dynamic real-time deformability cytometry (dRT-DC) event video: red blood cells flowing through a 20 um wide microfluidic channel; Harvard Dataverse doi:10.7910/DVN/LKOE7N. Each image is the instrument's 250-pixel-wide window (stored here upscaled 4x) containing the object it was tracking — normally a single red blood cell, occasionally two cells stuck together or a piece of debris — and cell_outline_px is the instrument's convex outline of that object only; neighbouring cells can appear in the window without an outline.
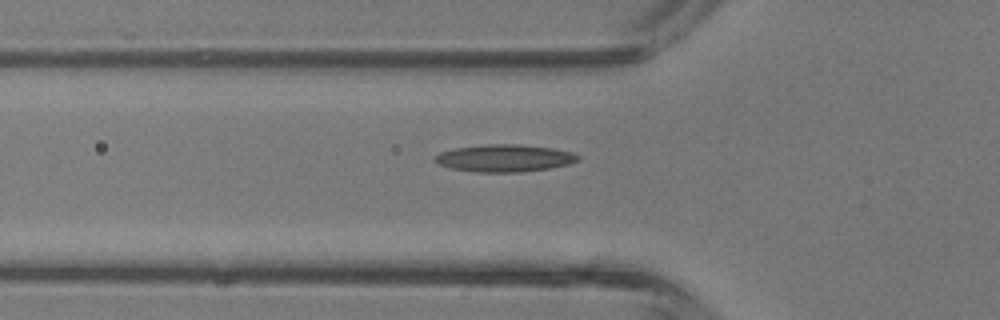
{"species": "common noctule bat (a hibernating species)", "species_latin": "Nyctalus noctula", "temperature_condition": "room temperature", "stored_images_in_passage": 27, "camera_frame_rate_fps": 3000, "um_per_image_px": 0.085, "animal": {"sex": "male", "body_mass_g": 13.3}, "frame": {"image": 1, "passage_image": 4, "time_ms": 1.0, "image_size_px": [1000, 320], "cell_outline_px": [[580, 160], [568, 164], [548, 168], [520, 172], [476, 172], [452, 168], [440, 164], [436, 160], [436, 156], [440, 152], [456, 148], [488, 144], [520, 144], [552, 148], [572, 152], [580, 156]], "centroid_in_image_um": [42.93, 13.44], "position_along_channel_um": 82.9, "area_um2": 22.48}}
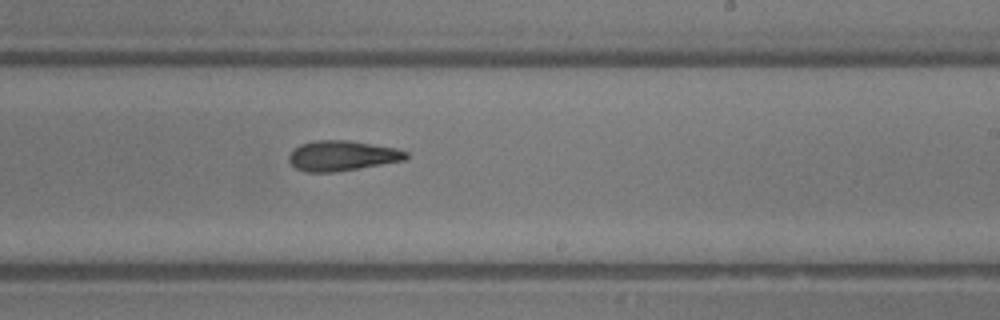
{"frame": {"image": 2, "passage_image": 15, "time_ms": 4.667, "image_size_px": [1000, 320], "cell_outline_px": [[408, 156], [404, 160], [332, 172], [304, 172], [296, 168], [288, 160], [288, 156], [292, 148], [300, 144], [312, 140], [348, 140], [396, 148], [408, 152]], "centroid_in_image_um": [29.01, 13.22], "position_along_channel_um": 260.0, "area_um2": 20.52}}
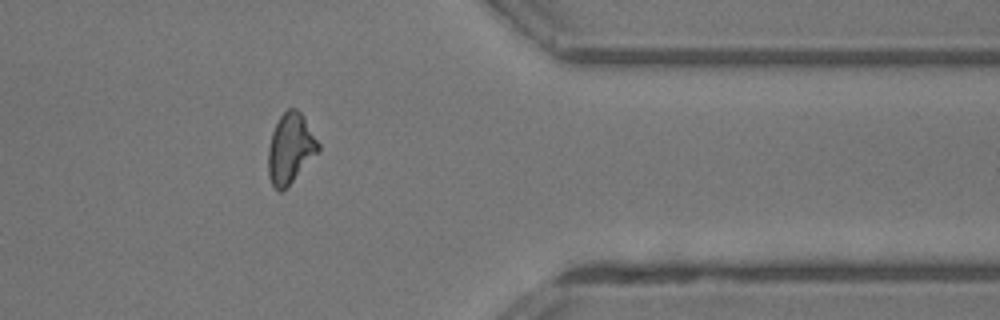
{"frame": {"image": 3, "passage_image": 24, "time_ms": 7.667, "image_size_px": [1000, 320], "cell_outline_px": [[320, 148], [292, 180], [280, 192], [272, 184], [268, 176], [268, 148], [272, 132], [280, 116], [288, 108], [296, 108], [304, 116], [320, 144]], "centroid_in_image_um": [24.66, 12.56], "position_along_channel_um": 386.7, "area_um2": 19.94}}